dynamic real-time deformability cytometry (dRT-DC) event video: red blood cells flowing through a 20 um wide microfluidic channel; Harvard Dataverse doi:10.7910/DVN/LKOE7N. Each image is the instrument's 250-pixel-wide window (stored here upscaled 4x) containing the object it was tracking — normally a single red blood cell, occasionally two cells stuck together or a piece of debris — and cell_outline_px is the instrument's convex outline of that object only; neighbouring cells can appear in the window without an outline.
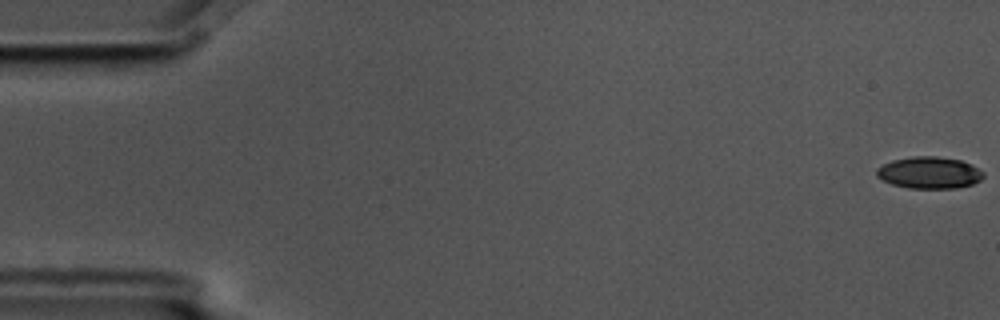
{"species": "common noctule bat (a hibernating species)", "species_latin": "Nyctalus noctula", "temperature_condition": "cold", "stored_images_in_passage": 6, "segment_of_instrument_passage": [1, 2], "camera_frame_rate_fps": 3000, "um_per_image_px": 0.085, "animal": {"sex": "male", "body_mass_g": 17.5, "forearm_length_mm": 52.3}, "frame": {"image": 1, "passage_image": 1, "time_ms": 0.0, "image_size_px": [1000, 320], "cell_outline_px": [[984, 176], [980, 180], [972, 184], [956, 188], [908, 188], [892, 184], [876, 176], [876, 168], [892, 160], [912, 156], [936, 156], [960, 160], [972, 164], [984, 172]], "centroid_in_image_um": [78.99, 14.67], "position_along_channel_um": 6.0, "area_um2": 19.83}}
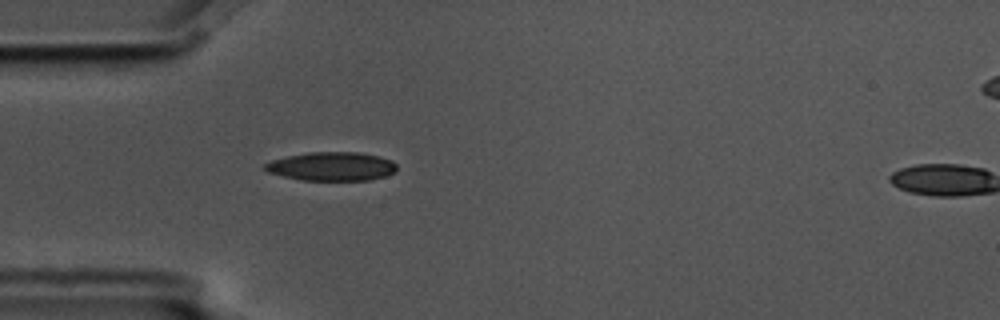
{"frame": {"image": 2, "passage_image": 5, "time_ms": 1.333, "image_size_px": [1000, 320], "cell_outline_px": [[396, 172], [372, 180], [300, 180], [268, 172], [264, 168], [264, 164], [272, 160], [288, 156], [308, 152], [356, 152], [380, 156], [392, 160], [396, 164]], "centroid_in_image_um": [28.22, 14.14], "position_along_channel_um": 56.8, "area_um2": 22.08}}